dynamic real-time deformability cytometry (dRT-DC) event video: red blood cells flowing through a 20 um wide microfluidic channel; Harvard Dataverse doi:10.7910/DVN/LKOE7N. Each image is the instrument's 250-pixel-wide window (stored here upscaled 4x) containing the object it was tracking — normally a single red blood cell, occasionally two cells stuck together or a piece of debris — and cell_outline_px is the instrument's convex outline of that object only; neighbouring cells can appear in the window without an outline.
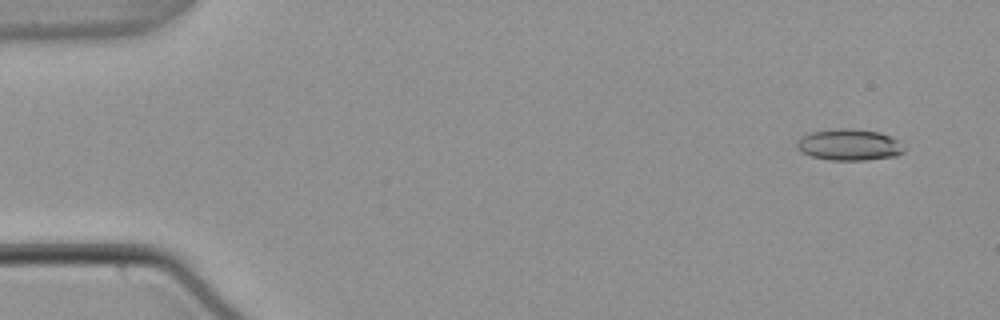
{"species": "common noctule bat (a hibernating species)", "species_latin": "Nyctalus noctula", "temperature_condition": "warm", "stored_images_in_passage": 14, "camera_frame_rate_fps": 3000, "um_per_image_px": 0.085, "animal": {"sex": "male", "body_mass_g": 21.5, "forearm_length_mm": 52.0}, "frame": {"image": 1, "passage_image": 4, "time_ms": 1.0, "image_size_px": [1000, 320], "cell_outline_px": [[908, 148], [904, 152], [896, 156], [868, 160], [832, 160], [812, 156], [800, 152], [796, 148], [796, 140], [800, 136], [808, 132], [836, 128], [852, 128], [880, 132], [892, 136], [900, 140]], "centroid_in_image_um": [72.21, 12.29], "position_along_channel_um": 12.8, "area_um2": 20.29}}